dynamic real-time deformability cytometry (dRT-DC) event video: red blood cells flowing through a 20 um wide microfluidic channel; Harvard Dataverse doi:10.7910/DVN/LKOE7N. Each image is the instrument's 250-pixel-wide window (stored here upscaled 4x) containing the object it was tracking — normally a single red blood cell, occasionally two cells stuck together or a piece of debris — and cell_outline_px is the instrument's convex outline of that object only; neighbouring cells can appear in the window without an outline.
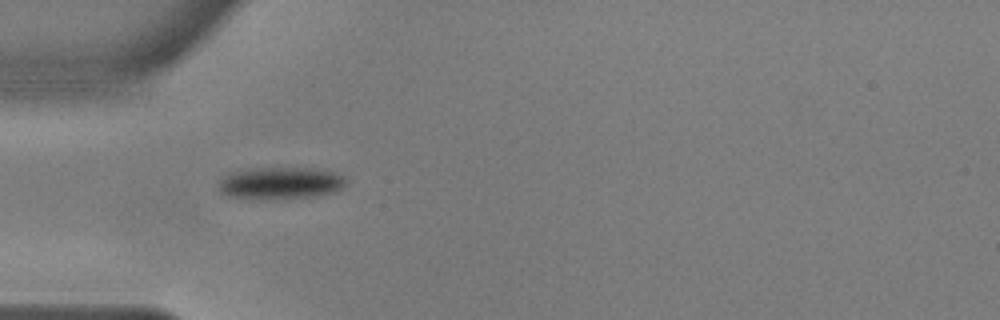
{"species": "common noctule bat (a hibernating species)", "species_latin": "Nyctalus noctula", "temperature_condition": "warm", "stored_images_in_passage": 39, "camera_frame_rate_fps": 3000, "um_per_image_px": 0.085, "animal": {"sex": "male", "body_mass_g": 17.9, "forearm_length_mm": 54.2}, "frame": {"image": 1, "passage_image": 1, "time_ms": 0.0, "image_size_px": [1000, 320], "cell_outline_px": [[348, 184], [332, 192], [316, 196], [260, 200], [220, 196], [216, 188], [216, 184], [228, 172], [248, 168], [308, 168], [336, 172], [344, 176], [348, 180]], "centroid_in_image_um": [23.72, 15.58], "position_along_channel_um": 61.3, "area_um2": 24.62}}
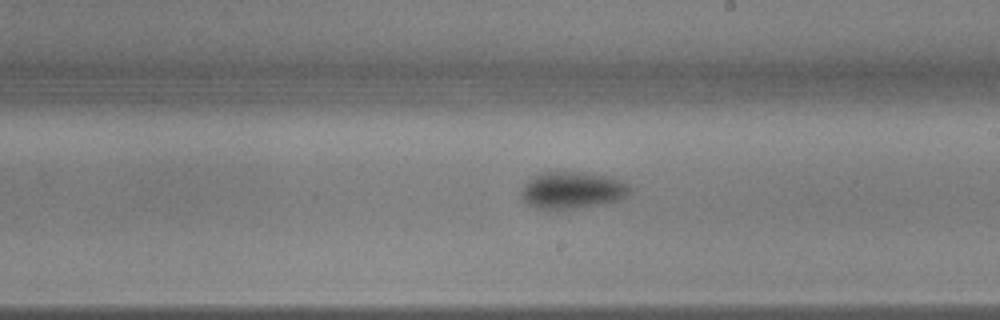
{"frame": {"image": 2, "passage_image": 16, "time_ms": 5.0, "image_size_px": [1000, 320], "cell_outline_px": [[632, 192], [620, 200], [600, 204], [576, 208], [548, 212], [536, 208], [520, 200], [520, 192], [524, 184], [528, 180], [544, 172], [584, 172], [608, 176], [620, 180], [628, 184], [632, 188]], "centroid_in_image_um": [48.61, 16.2], "position_along_channel_um": 240.4, "area_um2": 23.93}}
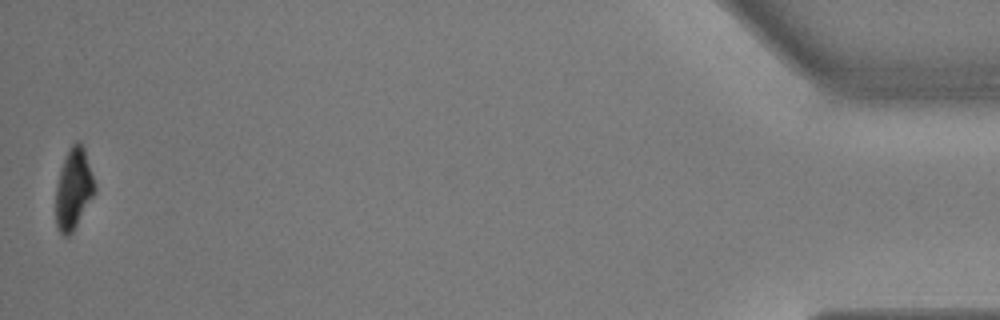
{"frame": {"image": 3, "passage_image": 39, "time_ms": 12.667, "image_size_px": [1000, 320], "cell_outline_px": [[96, 192], [72, 232], [68, 236], [64, 236], [60, 232], [56, 224], [56, 184], [60, 168], [72, 144], [76, 140], [84, 148], [96, 188]], "centroid_in_image_um": [6.25, 16.08], "position_along_channel_um": 429.0, "area_um2": 18.09}, "authors_computed_cell_mechanics": {"area_um2": 23.3512, "velocity_mm_per_s": 3.6344, "shape_relaxation_time_tau1_ms": 2.7539, "shape_relaxation_time_tau2_ms": null, "deformation_change_tau1": 0.1067, "deformation_change_tau2": null}}